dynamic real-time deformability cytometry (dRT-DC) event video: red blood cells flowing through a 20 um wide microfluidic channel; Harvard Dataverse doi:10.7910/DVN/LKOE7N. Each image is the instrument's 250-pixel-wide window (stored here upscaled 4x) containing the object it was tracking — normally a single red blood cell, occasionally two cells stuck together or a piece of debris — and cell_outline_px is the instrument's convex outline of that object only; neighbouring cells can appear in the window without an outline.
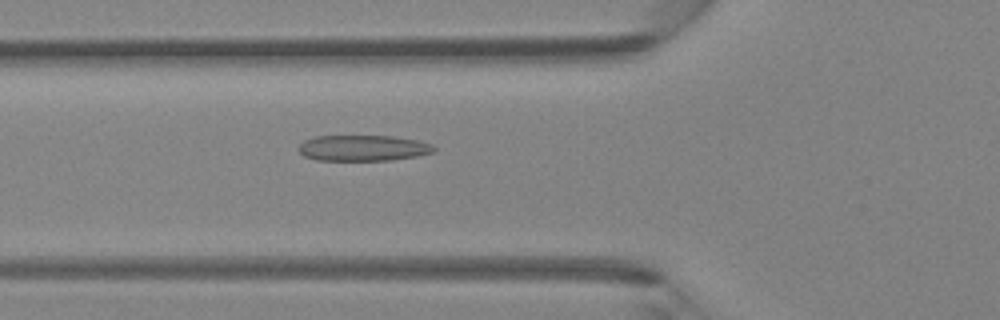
{"species": "Egyptian fruit bat (a non-hibernating species)", "species_latin": "Rousettus aegyptiacus", "temperature_condition": "room temperature", "stored_images_in_passage": 46, "camera_frame_rate_fps": 3000, "um_per_image_px": 0.085, "animal": {"sex": "female"}, "frame": {"image": 1, "passage_image": 17, "time_ms": 5.333, "image_size_px": [1000, 320], "cell_outline_px": [[436, 148], [432, 152], [416, 156], [392, 160], [316, 160], [304, 156], [296, 148], [304, 140], [316, 136], [392, 136], [416, 140], [432, 144]], "centroid_in_image_um": [30.82, 12.58], "position_along_channel_um": 95.0, "area_um2": 20.35}}
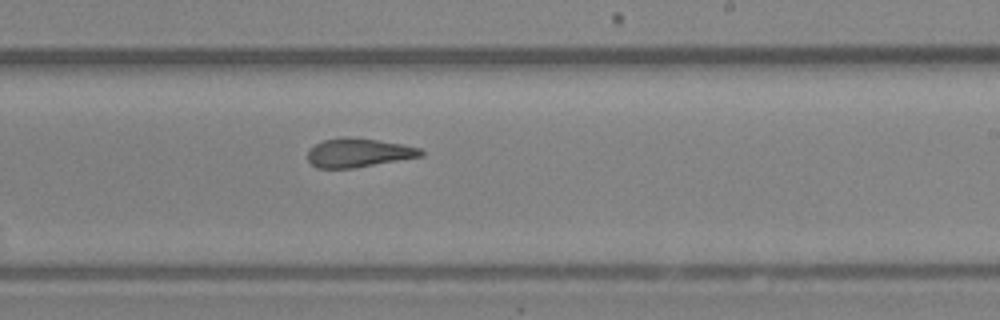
{"frame": {"image": 2, "passage_image": 28, "time_ms": 9.0, "image_size_px": [1000, 320], "cell_outline_px": [[424, 156], [352, 168], [316, 168], [308, 160], [308, 148], [324, 140], [344, 136], [348, 136], [404, 144], [420, 148], [424, 152]], "centroid_in_image_um": [30.47, 12.97], "position_along_channel_um": 258.5, "area_um2": 19.07}}
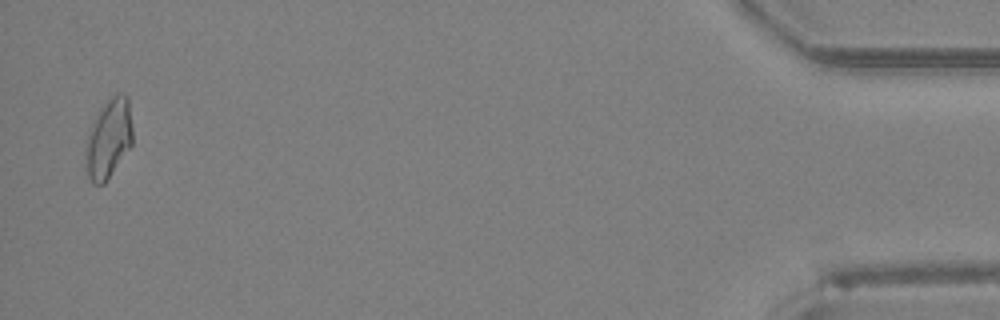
{"frame": {"image": 3, "passage_image": 45, "time_ms": 14.667, "image_size_px": [1000, 320], "cell_outline_px": [[132, 144], [104, 184], [92, 184], [88, 176], [84, 148], [92, 124], [100, 108], [116, 92], [124, 92], [128, 96], [132, 128]], "centroid_in_image_um": [9.24, 11.76], "position_along_channel_um": 426.0, "area_um2": 21.62}}